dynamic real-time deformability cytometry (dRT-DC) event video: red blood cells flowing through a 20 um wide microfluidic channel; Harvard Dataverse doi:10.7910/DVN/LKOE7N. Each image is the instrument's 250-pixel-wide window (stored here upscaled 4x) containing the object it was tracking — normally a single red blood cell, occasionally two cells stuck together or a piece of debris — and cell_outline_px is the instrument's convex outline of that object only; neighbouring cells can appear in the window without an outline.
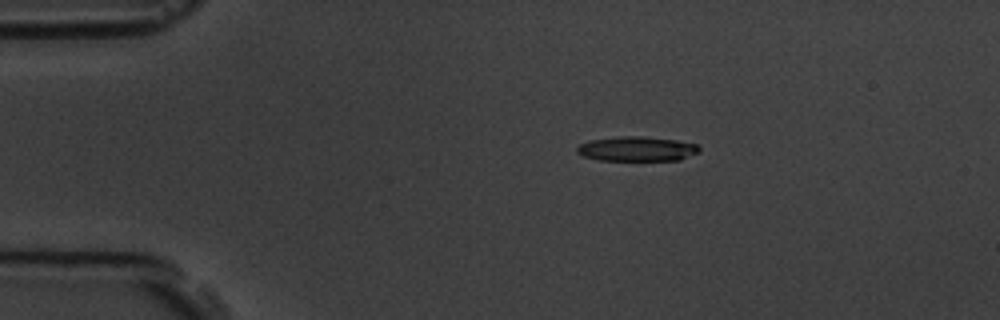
{"species": "common noctule bat (a hibernating species)", "species_latin": "Nyctalus noctula", "temperature_condition": "room temperature", "stored_images_in_passage": 5, "camera_frame_rate_fps": 3000, "um_per_image_px": 0.085, "animal": {"sex": "male", "body_mass_g": 19.5, "forearm_length_mm": 54.6}, "frame": {"image": 1, "passage_image": 4, "time_ms": 3.333, "image_size_px": [1000, 320], "cell_outline_px": [[700, 152], [680, 160], [600, 160], [584, 156], [576, 152], [576, 148], [580, 144], [588, 140], [624, 136], [640, 136], [676, 140], [696, 144], [700, 148]], "centroid_in_image_um": [54.14, 12.65], "position_along_channel_um": 30.9, "area_um2": 17.51}}